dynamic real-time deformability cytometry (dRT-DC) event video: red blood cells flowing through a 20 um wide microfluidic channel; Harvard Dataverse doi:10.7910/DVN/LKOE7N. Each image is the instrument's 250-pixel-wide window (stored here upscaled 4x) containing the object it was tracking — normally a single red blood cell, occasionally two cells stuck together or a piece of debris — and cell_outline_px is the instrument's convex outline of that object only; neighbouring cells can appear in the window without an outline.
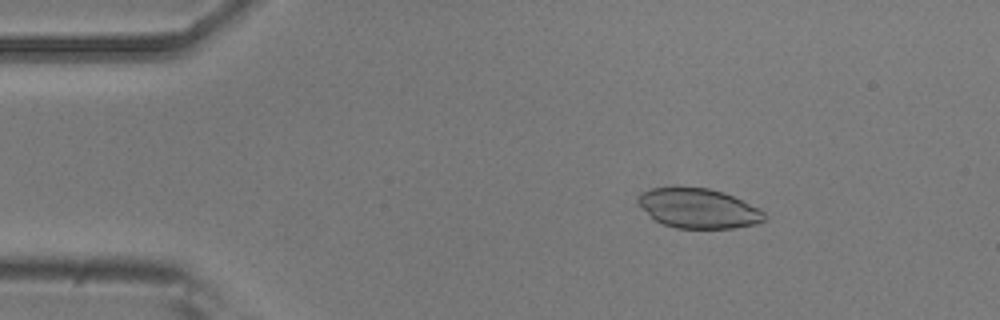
{"species": "common noctule bat (a hibernating species)", "species_latin": "Nyctalus noctula", "temperature_condition": "room temperature", "stored_images_in_passage": 45, "camera_frame_rate_fps": 3000, "um_per_image_px": 0.085, "animal": {"sex": "male", "body_mass_g": 20.5, "forearm_length_mm": 52.5}, "frame": {"image": 1, "passage_image": 1, "time_ms": 0.0, "image_size_px": [1000, 320], "cell_outline_px": [[768, 216], [764, 220], [756, 224], [732, 228], [676, 228], [664, 224], [656, 220], [636, 200], [644, 192], [652, 188], [708, 188], [724, 192], [760, 208]], "centroid_in_image_um": [59.45, 17.72], "position_along_channel_um": 25.6, "area_um2": 28.73}}
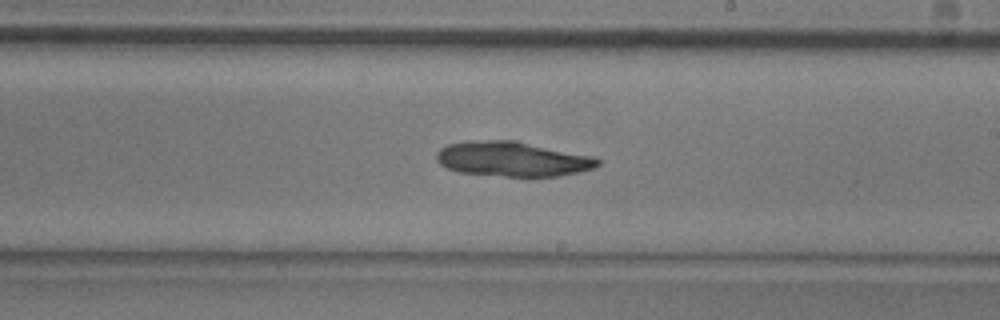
{"frame": {"image": 2, "passage_image": 23, "time_ms": 7.333, "image_size_px": [1000, 320], "cell_outline_px": [[600, 164], [596, 168], [580, 172], [560, 176], [504, 176], [460, 172], [448, 168], [440, 164], [436, 160], [436, 152], [440, 148], [448, 144], [468, 140], [516, 140], [588, 156], [600, 160]], "centroid_in_image_um": [43.52, 13.51], "position_along_channel_um": 245.5, "area_um2": 32.6}}
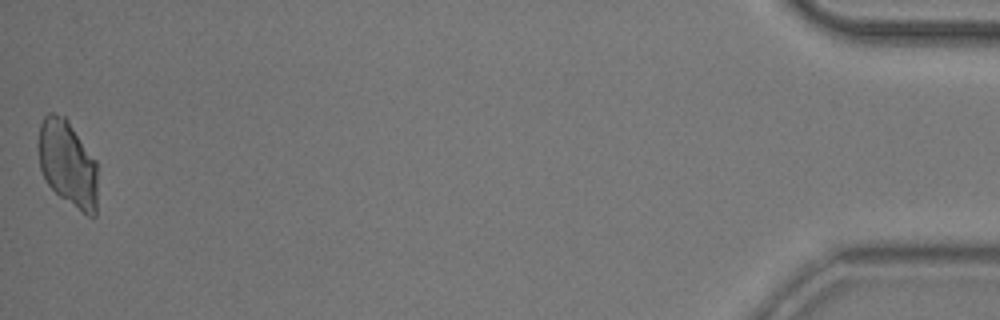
{"frame": {"image": 3, "passage_image": 45, "time_ms": 14.667, "image_size_px": [1000, 320], "cell_outline_px": [[96, 216], [88, 216], [60, 196], [48, 184], [40, 168], [36, 144], [40, 124], [44, 116], [48, 112], [52, 112], [64, 116], [68, 120], [96, 160]], "centroid_in_image_um": [5.72, 13.85], "position_along_channel_um": 429.5, "area_um2": 29.82}}